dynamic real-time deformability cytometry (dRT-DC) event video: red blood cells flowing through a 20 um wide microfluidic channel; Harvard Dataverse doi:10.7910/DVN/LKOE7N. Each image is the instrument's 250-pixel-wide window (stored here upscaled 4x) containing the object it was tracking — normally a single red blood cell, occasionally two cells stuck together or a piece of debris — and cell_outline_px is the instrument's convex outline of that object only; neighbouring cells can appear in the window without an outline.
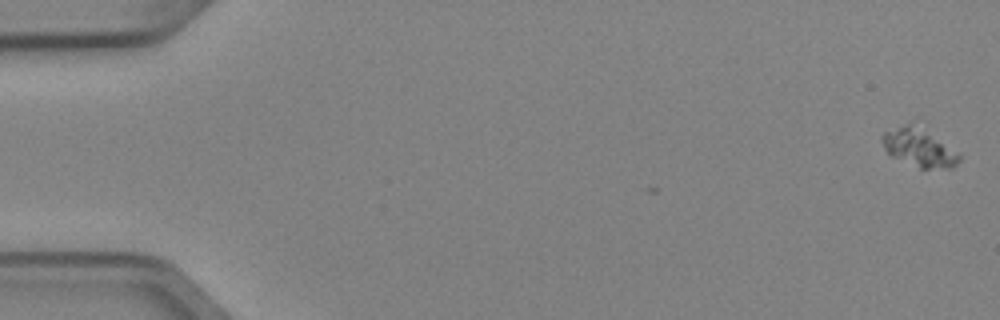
{"species": "Egyptian fruit bat (a non-hibernating species)", "species_latin": "Rousettus aegyptiacus", "temperature_condition": "cold", "stored_images_in_passage": 3, "camera_frame_rate_fps": 3000, "um_per_image_px": 0.085, "animal": {"sex": "female"}, "frame": {"image": 1, "passage_image": 1, "time_ms": 0.0, "image_size_px": [1000, 320], "cell_outline_px": [[960, 160], [952, 168], [920, 168], [888, 156], [880, 140], [880, 136], [884, 132], [912, 120], [960, 152]], "centroid_in_image_um": [78.09, 12.51], "position_along_channel_um": 6.9, "area_um2": 17.8}}